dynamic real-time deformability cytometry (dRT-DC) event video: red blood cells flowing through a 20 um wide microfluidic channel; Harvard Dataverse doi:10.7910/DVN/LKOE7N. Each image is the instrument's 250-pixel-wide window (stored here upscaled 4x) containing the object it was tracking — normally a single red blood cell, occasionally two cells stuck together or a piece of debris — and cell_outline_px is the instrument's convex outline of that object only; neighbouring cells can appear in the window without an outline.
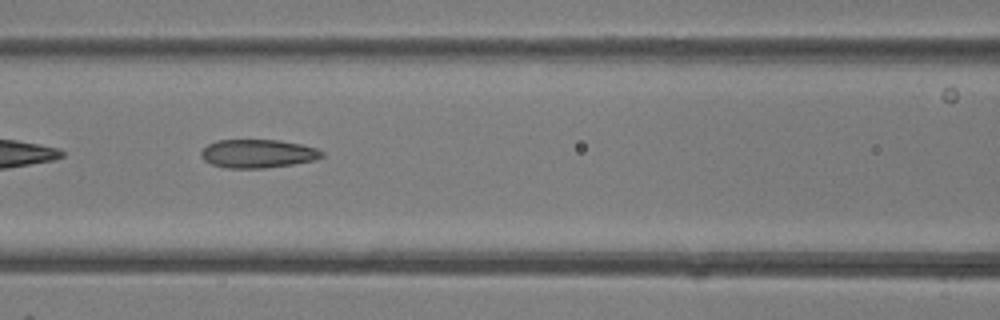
{"species": "common noctule bat (a hibernating species)", "species_latin": "Nyctalus noctula", "temperature_condition": "room temperature", "stored_images_in_passage": 33, "camera_frame_rate_fps": 3000, "um_per_image_px": 0.085, "animal": {"sex": "female"}, "frame": {"image": 1, "passage_image": 15, "time_ms": 4.667, "image_size_px": [1000, 320], "cell_outline_px": [[324, 156], [316, 160], [292, 164], [264, 168], [224, 168], [212, 164], [204, 160], [200, 156], [200, 152], [208, 144], [216, 140], [280, 140], [300, 144], [316, 148], [324, 152]], "centroid_in_image_um": [21.91, 13.06], "position_along_channel_um": 144.7, "area_um2": 20.11}}